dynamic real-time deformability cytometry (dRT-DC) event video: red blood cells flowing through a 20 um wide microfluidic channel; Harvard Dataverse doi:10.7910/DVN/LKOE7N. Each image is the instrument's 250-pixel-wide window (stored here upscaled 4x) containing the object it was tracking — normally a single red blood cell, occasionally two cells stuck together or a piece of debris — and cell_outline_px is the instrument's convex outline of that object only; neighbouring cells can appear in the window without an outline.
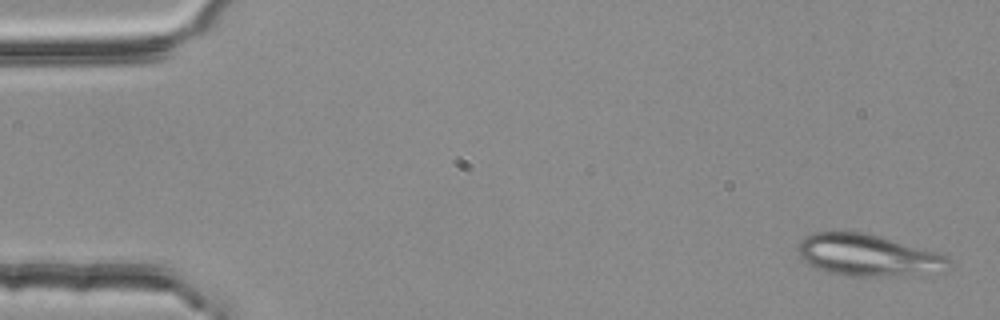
{"species": "common noctule bat (a hibernating species)", "species_latin": "Nyctalus noctula", "temperature_condition": "room temperature", "stored_images_in_passage": 3, "camera_frame_rate_fps": 3000, "um_per_image_px": 0.085, "animal": {"sex": "female", "body_mass_g": 25.1}, "frame": {"image": 1, "passage_image": 1, "time_ms": 0.0, "image_size_px": [1000, 320], "cell_outline_px": [[952, 268], [944, 272], [908, 276], [848, 276], [828, 272], [816, 268], [808, 264], [800, 256], [800, 240], [804, 236], [812, 232], [864, 232], [936, 252], [948, 256]], "centroid_in_image_um": [73.85, 21.72], "position_along_channel_um": 11.2, "area_um2": 36.88}}